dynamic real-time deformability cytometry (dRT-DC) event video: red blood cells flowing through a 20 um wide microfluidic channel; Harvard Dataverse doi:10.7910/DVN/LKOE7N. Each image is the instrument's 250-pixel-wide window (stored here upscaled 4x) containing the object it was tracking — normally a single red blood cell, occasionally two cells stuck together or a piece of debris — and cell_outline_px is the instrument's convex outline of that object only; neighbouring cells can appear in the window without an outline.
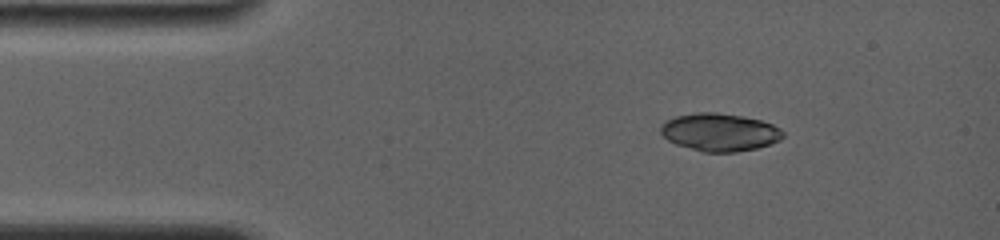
{"species": "common noctule bat (a hibernating species)", "species_latin": "Nyctalus noctula", "temperature_condition": "room temperature", "stored_images_in_passage": 5, "camera_frame_rate_fps": 4000, "um_per_image_px": 0.085, "animal": {"sex": "female", "body_mass_g": 19.0, "forearm_length_mm": 56.7}, "frame": {"image": 1, "passage_image": 1, "time_ms": 0.0, "image_size_px": [1000, 240], "cell_outline_px": [[784, 136], [780, 140], [756, 148], [736, 152], [704, 152], [676, 144], [668, 140], [660, 132], [660, 124], [664, 120], [676, 116], [696, 112], [716, 112], [744, 116], [760, 120], [772, 124], [780, 128], [784, 132]], "centroid_in_image_um": [61.15, 11.22], "position_along_channel_um": 23.9, "area_um2": 27.05}}